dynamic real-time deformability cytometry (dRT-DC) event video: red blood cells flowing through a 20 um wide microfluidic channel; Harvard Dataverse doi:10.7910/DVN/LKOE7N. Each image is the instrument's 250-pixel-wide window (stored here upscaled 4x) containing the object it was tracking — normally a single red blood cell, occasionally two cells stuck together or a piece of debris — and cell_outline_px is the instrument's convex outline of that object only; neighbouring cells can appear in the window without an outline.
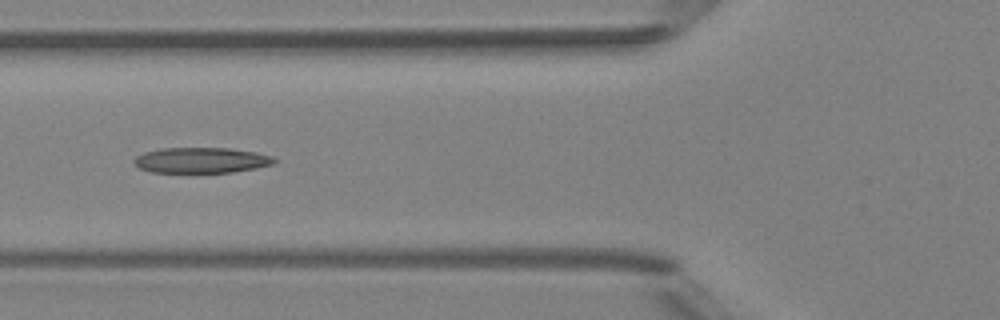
{"species": "Egyptian fruit bat (a non-hibernating species)", "species_latin": "Rousettus aegyptiacus", "temperature_condition": "room temperature", "stored_images_in_passage": 5, "camera_frame_rate_fps": 3000, "um_per_image_px": 0.085, "animal": {"sex": "female"}, "frame": {"image": 1, "passage_image": 5, "time_ms": 4.667, "image_size_px": [1000, 320], "cell_outline_px": [[276, 160], [272, 164], [256, 168], [232, 172], [152, 172], [140, 168], [132, 160], [136, 156], [144, 152], [164, 148], [228, 148], [256, 152], [272, 156]], "centroid_in_image_um": [17.1, 13.61], "position_along_channel_um": 108.7, "area_um2": 20.69}}